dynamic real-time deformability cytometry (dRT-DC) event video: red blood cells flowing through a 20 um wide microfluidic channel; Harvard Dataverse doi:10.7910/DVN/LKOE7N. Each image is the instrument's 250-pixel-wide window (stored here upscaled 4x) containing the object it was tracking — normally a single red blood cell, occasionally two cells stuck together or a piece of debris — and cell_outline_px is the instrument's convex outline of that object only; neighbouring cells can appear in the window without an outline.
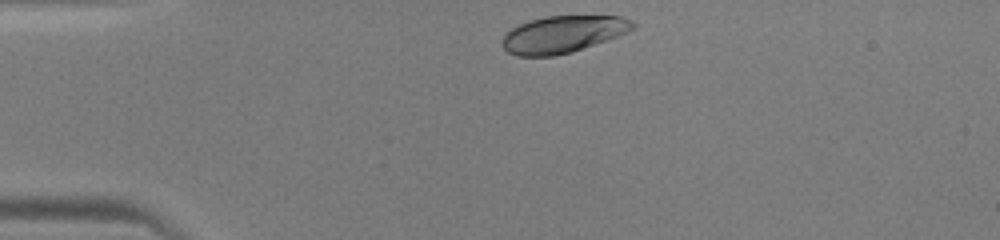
{"species": "human", "species_latin": "Homo sapiens", "temperature_condition": "warm", "stored_images_in_passage": 30, "camera_frame_rate_fps": 3000, "um_per_image_px": 0.085, "donor": {"sex": "male"}, "frame": {"image": 1, "passage_image": 1, "time_ms": 0.0, "image_size_px": [1000, 240], "cell_outline_px": [[636, 28], [628, 32], [608, 40], [572, 52], [556, 56], [516, 56], [508, 52], [500, 44], [500, 40], [504, 32], [528, 20], [544, 16], [620, 16], [632, 20], [636, 24]], "centroid_in_image_um": [47.82, 2.91], "position_along_channel_um": 37.2, "area_um2": 28.61}}
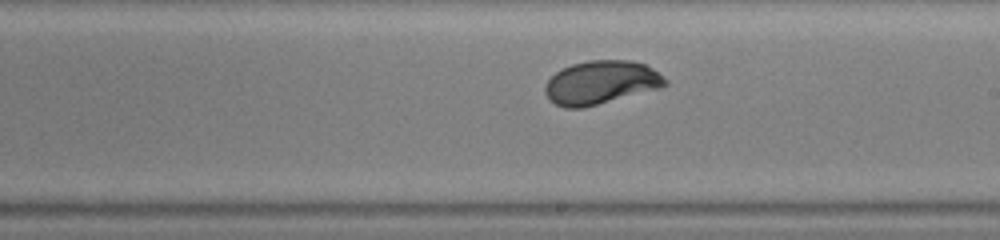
{"frame": {"image": 2, "passage_image": 18, "time_ms": 5.667, "image_size_px": [1000, 240], "cell_outline_px": [[668, 84], [660, 88], [580, 108], [564, 108], [548, 100], [544, 92], [544, 88], [548, 80], [560, 68], [572, 64], [588, 60], [632, 60], [644, 64], [652, 68], [668, 80]], "centroid_in_image_um": [51.05, 7.0], "position_along_channel_um": 237.9, "area_um2": 30.35}}
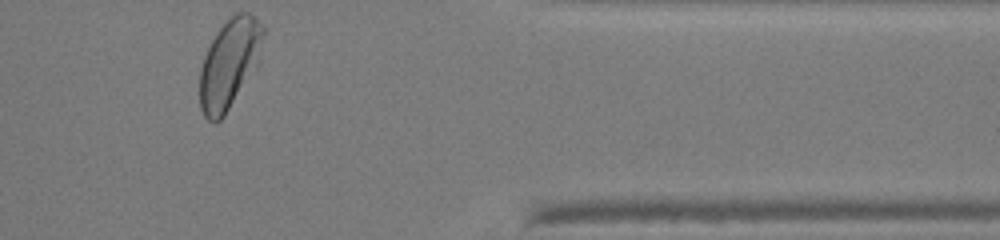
{"frame": {"image": 3, "passage_image": 30, "time_ms": 9.667, "image_size_px": [1000, 240], "cell_outline_px": [[264, 32], [260, 60], [256, 68], [224, 116], [216, 124], [212, 124], [204, 116], [200, 108], [200, 68], [204, 56], [216, 32], [236, 12], [248, 12], [264, 24]], "centroid_in_image_um": [19.51, 5.43], "position_along_channel_um": 391.9, "area_um2": 33.23}}